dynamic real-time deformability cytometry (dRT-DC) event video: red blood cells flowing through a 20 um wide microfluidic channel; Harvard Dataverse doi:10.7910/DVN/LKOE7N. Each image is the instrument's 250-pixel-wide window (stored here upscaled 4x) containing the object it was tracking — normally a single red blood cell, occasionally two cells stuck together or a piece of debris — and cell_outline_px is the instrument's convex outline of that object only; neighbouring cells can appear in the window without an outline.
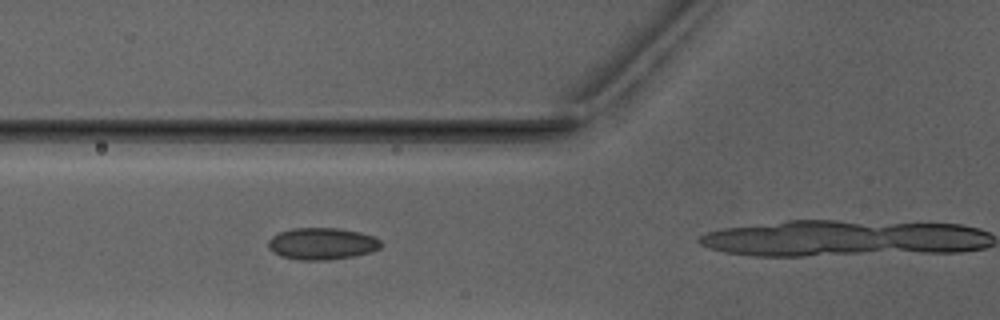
{"species": "Egyptian fruit bat (a non-hibernating species)", "species_latin": "Rousettus aegyptiacus", "temperature_condition": "warm", "stored_images_in_passage": 6, "camera_frame_rate_fps": 3000, "um_per_image_px": 0.085, "animal": {"sex": "male"}, "frame": {"image": 1, "passage_image": 4, "time_ms": 3.667, "image_size_px": [1000, 320], "cell_outline_px": [[380, 248], [372, 252], [352, 256], [328, 260], [300, 260], [280, 256], [272, 252], [268, 248], [268, 240], [272, 236], [280, 232], [292, 228], [340, 228], [360, 232], [376, 236], [380, 240]], "centroid_in_image_um": [27.36, 20.71], "position_along_channel_um": 98.4, "area_um2": 21.1}}